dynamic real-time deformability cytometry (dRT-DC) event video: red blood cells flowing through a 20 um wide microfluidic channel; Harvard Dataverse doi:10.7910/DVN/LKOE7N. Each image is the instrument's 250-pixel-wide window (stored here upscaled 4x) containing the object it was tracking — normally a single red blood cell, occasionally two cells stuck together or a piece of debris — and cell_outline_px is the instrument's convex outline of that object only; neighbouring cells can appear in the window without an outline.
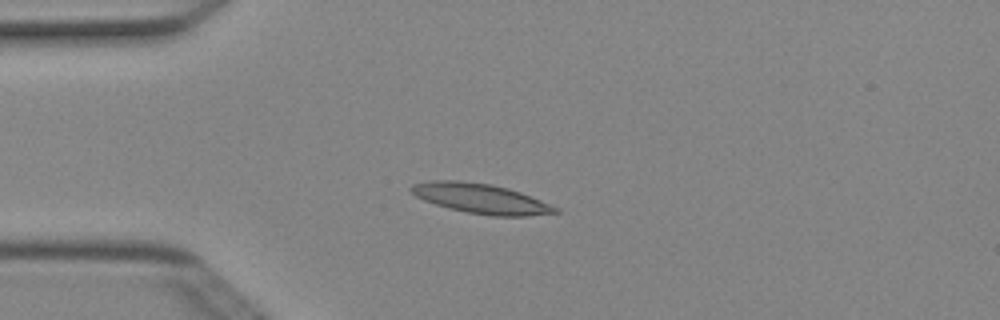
{"species": "Egyptian fruit bat (a non-hibernating species)", "species_latin": "Rousettus aegyptiacus", "temperature_condition": "cold", "stored_images_in_passage": 4, "camera_frame_rate_fps": 3000, "um_per_image_px": 0.085, "animal": {"sex": "female"}, "frame": {"image": 1, "passage_image": 3, "time_ms": 0.667, "image_size_px": [1000, 320], "cell_outline_px": [[560, 212], [528, 216], [492, 216], [468, 212], [448, 208], [424, 200], [416, 196], [408, 188], [412, 184], [432, 180], [460, 180], [492, 184], [508, 188], [520, 192], [560, 208]], "centroid_in_image_um": [40.87, 16.87], "position_along_channel_um": 44.1, "area_um2": 25.09}}
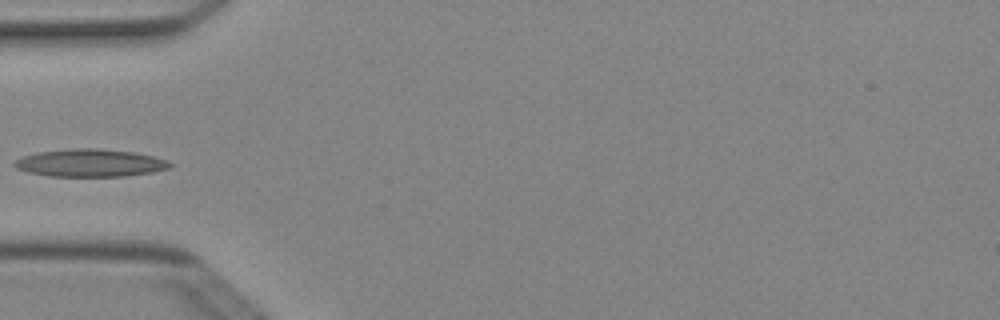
{"frame": {"image": 2, "passage_image": 4, "time_ms": 1.0, "image_size_px": [1000, 320], "cell_outline_px": [[172, 164], [168, 168], [152, 172], [124, 176], [48, 176], [28, 172], [16, 168], [12, 164], [16, 160], [24, 156], [40, 152], [72, 148], [100, 148], [136, 152], [168, 160]], "centroid_in_image_um": [7.67, 13.84], "position_along_channel_um": 77.3, "area_um2": 24.97}}